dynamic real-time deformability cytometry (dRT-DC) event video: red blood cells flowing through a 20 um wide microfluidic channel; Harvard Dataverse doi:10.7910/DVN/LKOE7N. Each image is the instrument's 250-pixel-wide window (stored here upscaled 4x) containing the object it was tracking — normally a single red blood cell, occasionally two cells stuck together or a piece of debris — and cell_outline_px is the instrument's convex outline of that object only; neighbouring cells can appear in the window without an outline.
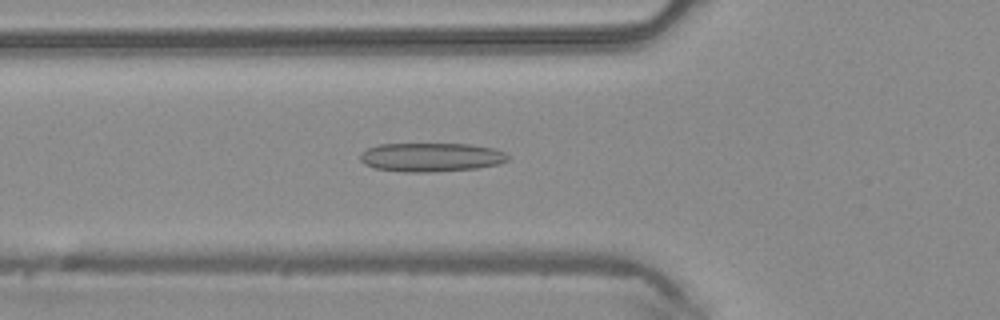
{"species": "common noctule bat (a hibernating species)", "species_latin": "Nyctalus noctula", "temperature_condition": "warm", "stored_images_in_passage": 49, "camera_frame_rate_fps": 3000, "um_per_image_px": 0.085, "animal": {"sex": "male", "body_mass_g": 20.4}, "frame": {"image": 1, "passage_image": 17, "time_ms": 5.333, "image_size_px": [1000, 320], "cell_outline_px": [[508, 160], [500, 164], [480, 168], [432, 172], [404, 172], [376, 168], [364, 164], [360, 160], [360, 152], [368, 148], [380, 144], [468, 144], [492, 148], [504, 152], [508, 156]], "centroid_in_image_um": [36.64, 13.37], "position_along_channel_um": 89.2, "area_um2": 24.91}}
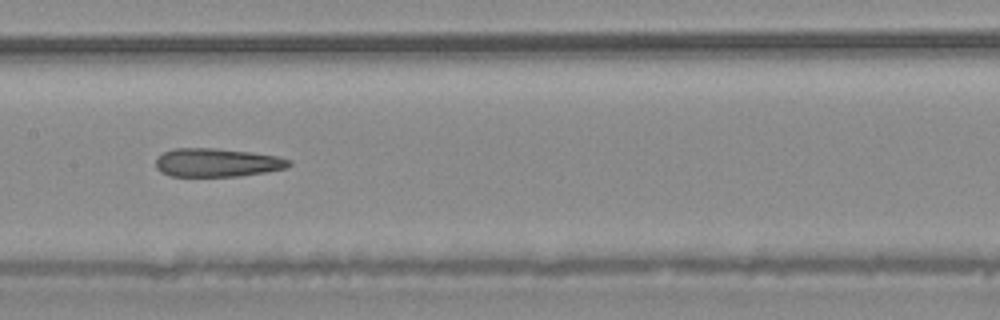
{"frame": {"image": 2, "passage_image": 24, "time_ms": 7.667, "image_size_px": [1000, 320], "cell_outline_px": [[292, 164], [288, 168], [268, 172], [240, 176], [172, 176], [160, 172], [156, 168], [156, 160], [164, 152], [176, 148], [216, 148], [252, 152], [276, 156], [292, 160]], "centroid_in_image_um": [18.5, 13.82], "position_along_channel_um": 188.9, "area_um2": 22.25}}
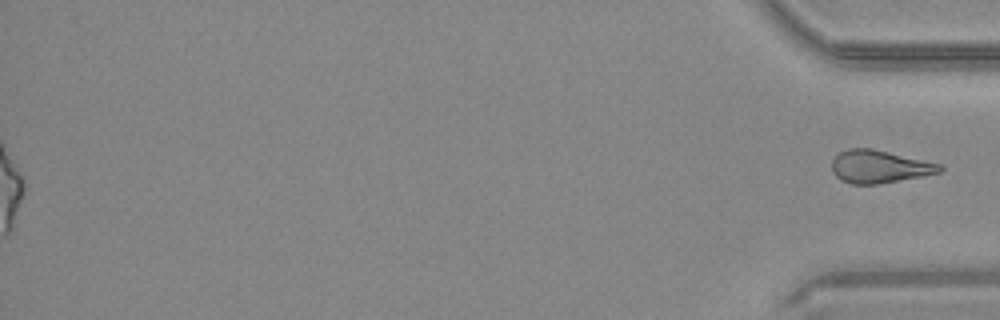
{"frame": {"image": 3, "passage_image": 49, "time_ms": 16.0, "image_size_px": [1000, 320], "cell_outline_px": [[944, 168], [940, 172], [920, 176], [876, 184], [852, 184], [840, 180], [832, 172], [832, 160], [840, 152], [848, 148], [872, 148], [940, 164]], "centroid_in_image_um": [74.7, 14.16], "position_along_channel_um": 360.5, "area_um2": 20.35}}